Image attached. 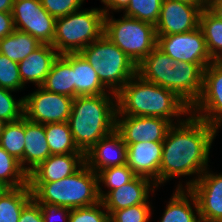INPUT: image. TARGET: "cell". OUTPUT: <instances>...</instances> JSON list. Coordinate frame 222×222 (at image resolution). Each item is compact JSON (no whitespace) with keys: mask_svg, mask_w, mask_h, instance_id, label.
Instances as JSON below:
<instances>
[{"mask_svg":"<svg viewBox=\"0 0 222 222\" xmlns=\"http://www.w3.org/2000/svg\"><path fill=\"white\" fill-rule=\"evenodd\" d=\"M217 130L216 126L192 114L173 124L163 141L160 185L174 177L196 174L198 177L186 182L185 187L189 189L208 169L210 148Z\"/></svg>","mask_w":222,"mask_h":222,"instance_id":"6da1fadb","label":"cell"},{"mask_svg":"<svg viewBox=\"0 0 222 222\" xmlns=\"http://www.w3.org/2000/svg\"><path fill=\"white\" fill-rule=\"evenodd\" d=\"M117 114L150 116L182 122L181 115L191 114V108L171 90L148 82L138 74L133 76L117 93ZM173 118V119H172Z\"/></svg>","mask_w":222,"mask_h":222,"instance_id":"7a4b0ae2","label":"cell"},{"mask_svg":"<svg viewBox=\"0 0 222 222\" xmlns=\"http://www.w3.org/2000/svg\"><path fill=\"white\" fill-rule=\"evenodd\" d=\"M116 114L117 96L111 91L74 98L68 123L78 149L86 154L101 138L113 132Z\"/></svg>","mask_w":222,"mask_h":222,"instance_id":"3957f363","label":"cell"},{"mask_svg":"<svg viewBox=\"0 0 222 222\" xmlns=\"http://www.w3.org/2000/svg\"><path fill=\"white\" fill-rule=\"evenodd\" d=\"M28 186L38 204H56L75 209L101 201L97 174L86 163L72 175L56 182H28Z\"/></svg>","mask_w":222,"mask_h":222,"instance_id":"277c9868","label":"cell"},{"mask_svg":"<svg viewBox=\"0 0 222 222\" xmlns=\"http://www.w3.org/2000/svg\"><path fill=\"white\" fill-rule=\"evenodd\" d=\"M79 53L93 67L101 83L113 93L137 74V65L104 34Z\"/></svg>","mask_w":222,"mask_h":222,"instance_id":"5b68a950","label":"cell"},{"mask_svg":"<svg viewBox=\"0 0 222 222\" xmlns=\"http://www.w3.org/2000/svg\"><path fill=\"white\" fill-rule=\"evenodd\" d=\"M104 18L100 8L81 9L57 18L52 46L59 54L79 53L104 34Z\"/></svg>","mask_w":222,"mask_h":222,"instance_id":"8992f818","label":"cell"},{"mask_svg":"<svg viewBox=\"0 0 222 222\" xmlns=\"http://www.w3.org/2000/svg\"><path fill=\"white\" fill-rule=\"evenodd\" d=\"M104 18V35L138 65L157 46L155 25L126 17Z\"/></svg>","mask_w":222,"mask_h":222,"instance_id":"52a82bcc","label":"cell"},{"mask_svg":"<svg viewBox=\"0 0 222 222\" xmlns=\"http://www.w3.org/2000/svg\"><path fill=\"white\" fill-rule=\"evenodd\" d=\"M36 90L24 96L25 118L44 125L68 121L74 98L47 91L41 86Z\"/></svg>","mask_w":222,"mask_h":222,"instance_id":"ba28073f","label":"cell"},{"mask_svg":"<svg viewBox=\"0 0 222 222\" xmlns=\"http://www.w3.org/2000/svg\"><path fill=\"white\" fill-rule=\"evenodd\" d=\"M12 17L16 30L32 35L41 44L52 45L56 18L43 8L40 0H14Z\"/></svg>","mask_w":222,"mask_h":222,"instance_id":"9c48e42d","label":"cell"},{"mask_svg":"<svg viewBox=\"0 0 222 222\" xmlns=\"http://www.w3.org/2000/svg\"><path fill=\"white\" fill-rule=\"evenodd\" d=\"M191 114L218 129L222 125V61H213L203 73L200 97Z\"/></svg>","mask_w":222,"mask_h":222,"instance_id":"30bf717a","label":"cell"},{"mask_svg":"<svg viewBox=\"0 0 222 222\" xmlns=\"http://www.w3.org/2000/svg\"><path fill=\"white\" fill-rule=\"evenodd\" d=\"M157 47L177 62L193 64L213 62L199 27L186 33L157 36Z\"/></svg>","mask_w":222,"mask_h":222,"instance_id":"8fae6325","label":"cell"},{"mask_svg":"<svg viewBox=\"0 0 222 222\" xmlns=\"http://www.w3.org/2000/svg\"><path fill=\"white\" fill-rule=\"evenodd\" d=\"M207 6H196L177 0H162L156 35L186 33L199 27L200 14Z\"/></svg>","mask_w":222,"mask_h":222,"instance_id":"7c38bea8","label":"cell"},{"mask_svg":"<svg viewBox=\"0 0 222 222\" xmlns=\"http://www.w3.org/2000/svg\"><path fill=\"white\" fill-rule=\"evenodd\" d=\"M172 125L169 120L158 117L116 115L115 130L125 144L163 142Z\"/></svg>","mask_w":222,"mask_h":222,"instance_id":"4fadbf2b","label":"cell"},{"mask_svg":"<svg viewBox=\"0 0 222 222\" xmlns=\"http://www.w3.org/2000/svg\"><path fill=\"white\" fill-rule=\"evenodd\" d=\"M189 190L197 199L201 222H222V174L207 169Z\"/></svg>","mask_w":222,"mask_h":222,"instance_id":"5bb4252c","label":"cell"},{"mask_svg":"<svg viewBox=\"0 0 222 222\" xmlns=\"http://www.w3.org/2000/svg\"><path fill=\"white\" fill-rule=\"evenodd\" d=\"M155 187L157 186L150 179L136 176L129 183L107 193L98 185V192L106 211L111 215L119 209L145 204L149 201V192H155Z\"/></svg>","mask_w":222,"mask_h":222,"instance_id":"9a60e30c","label":"cell"},{"mask_svg":"<svg viewBox=\"0 0 222 222\" xmlns=\"http://www.w3.org/2000/svg\"><path fill=\"white\" fill-rule=\"evenodd\" d=\"M126 145L127 166L136 176L148 178L158 187L163 142H136Z\"/></svg>","mask_w":222,"mask_h":222,"instance_id":"2e32d148","label":"cell"},{"mask_svg":"<svg viewBox=\"0 0 222 222\" xmlns=\"http://www.w3.org/2000/svg\"><path fill=\"white\" fill-rule=\"evenodd\" d=\"M85 163L96 174L106 168L127 164V145L114 130L101 138L86 154Z\"/></svg>","mask_w":222,"mask_h":222,"instance_id":"e0dca14e","label":"cell"},{"mask_svg":"<svg viewBox=\"0 0 222 222\" xmlns=\"http://www.w3.org/2000/svg\"><path fill=\"white\" fill-rule=\"evenodd\" d=\"M209 64L177 62L172 68V92L190 108L200 97L203 86L204 69Z\"/></svg>","mask_w":222,"mask_h":222,"instance_id":"ac0fdd59","label":"cell"},{"mask_svg":"<svg viewBox=\"0 0 222 222\" xmlns=\"http://www.w3.org/2000/svg\"><path fill=\"white\" fill-rule=\"evenodd\" d=\"M85 163V154L50 155L28 173V182H56L75 173Z\"/></svg>","mask_w":222,"mask_h":222,"instance_id":"d6986e66","label":"cell"},{"mask_svg":"<svg viewBox=\"0 0 222 222\" xmlns=\"http://www.w3.org/2000/svg\"><path fill=\"white\" fill-rule=\"evenodd\" d=\"M59 56L50 44H41L36 50L18 63L22 83H35L41 86L51 70L52 64Z\"/></svg>","mask_w":222,"mask_h":222,"instance_id":"ffe728a7","label":"cell"},{"mask_svg":"<svg viewBox=\"0 0 222 222\" xmlns=\"http://www.w3.org/2000/svg\"><path fill=\"white\" fill-rule=\"evenodd\" d=\"M177 63L157 46L137 65V74L144 80L172 91V68Z\"/></svg>","mask_w":222,"mask_h":222,"instance_id":"44dd1931","label":"cell"},{"mask_svg":"<svg viewBox=\"0 0 222 222\" xmlns=\"http://www.w3.org/2000/svg\"><path fill=\"white\" fill-rule=\"evenodd\" d=\"M50 155L51 153L45 134L44 124L36 123L25 118L24 156L19 161L21 167L28 174ZM25 164L27 166H25Z\"/></svg>","mask_w":222,"mask_h":222,"instance_id":"7402d4cb","label":"cell"},{"mask_svg":"<svg viewBox=\"0 0 222 222\" xmlns=\"http://www.w3.org/2000/svg\"><path fill=\"white\" fill-rule=\"evenodd\" d=\"M177 186L159 222H201L195 195L189 189L184 188L181 183ZM193 208H195L196 215Z\"/></svg>","mask_w":222,"mask_h":222,"instance_id":"603a6c76","label":"cell"},{"mask_svg":"<svg viewBox=\"0 0 222 222\" xmlns=\"http://www.w3.org/2000/svg\"><path fill=\"white\" fill-rule=\"evenodd\" d=\"M73 67L74 98L77 96H93L107 94L106 87L101 83L93 67L80 53H71Z\"/></svg>","mask_w":222,"mask_h":222,"instance_id":"cb8c5ba5","label":"cell"},{"mask_svg":"<svg viewBox=\"0 0 222 222\" xmlns=\"http://www.w3.org/2000/svg\"><path fill=\"white\" fill-rule=\"evenodd\" d=\"M47 91L74 98L73 67L71 53L59 54L41 85Z\"/></svg>","mask_w":222,"mask_h":222,"instance_id":"d4e9b609","label":"cell"},{"mask_svg":"<svg viewBox=\"0 0 222 222\" xmlns=\"http://www.w3.org/2000/svg\"><path fill=\"white\" fill-rule=\"evenodd\" d=\"M33 199L29 186L5 188L0 194V222H19L23 208Z\"/></svg>","mask_w":222,"mask_h":222,"instance_id":"484cf974","label":"cell"},{"mask_svg":"<svg viewBox=\"0 0 222 222\" xmlns=\"http://www.w3.org/2000/svg\"><path fill=\"white\" fill-rule=\"evenodd\" d=\"M40 45L41 43L32 35L15 29L0 40V54L19 63Z\"/></svg>","mask_w":222,"mask_h":222,"instance_id":"4316f807","label":"cell"},{"mask_svg":"<svg viewBox=\"0 0 222 222\" xmlns=\"http://www.w3.org/2000/svg\"><path fill=\"white\" fill-rule=\"evenodd\" d=\"M51 155L84 154L75 145L68 121L44 125Z\"/></svg>","mask_w":222,"mask_h":222,"instance_id":"83f0119b","label":"cell"},{"mask_svg":"<svg viewBox=\"0 0 222 222\" xmlns=\"http://www.w3.org/2000/svg\"><path fill=\"white\" fill-rule=\"evenodd\" d=\"M199 28L202 30L206 47L213 61H222V21L207 9L200 14Z\"/></svg>","mask_w":222,"mask_h":222,"instance_id":"f1b7e54d","label":"cell"},{"mask_svg":"<svg viewBox=\"0 0 222 222\" xmlns=\"http://www.w3.org/2000/svg\"><path fill=\"white\" fill-rule=\"evenodd\" d=\"M0 146L10 155L20 161L25 148V117L5 123L0 135Z\"/></svg>","mask_w":222,"mask_h":222,"instance_id":"f546056e","label":"cell"},{"mask_svg":"<svg viewBox=\"0 0 222 222\" xmlns=\"http://www.w3.org/2000/svg\"><path fill=\"white\" fill-rule=\"evenodd\" d=\"M0 184L4 188L28 185V174L20 162L0 146Z\"/></svg>","mask_w":222,"mask_h":222,"instance_id":"4dcf8cb0","label":"cell"},{"mask_svg":"<svg viewBox=\"0 0 222 222\" xmlns=\"http://www.w3.org/2000/svg\"><path fill=\"white\" fill-rule=\"evenodd\" d=\"M162 0H130L124 16L156 25Z\"/></svg>","mask_w":222,"mask_h":222,"instance_id":"1f68e13d","label":"cell"},{"mask_svg":"<svg viewBox=\"0 0 222 222\" xmlns=\"http://www.w3.org/2000/svg\"><path fill=\"white\" fill-rule=\"evenodd\" d=\"M136 175L127 166H115L103 169L97 173L98 185L102 182L106 187L110 188L108 191L115 190L121 186L132 181Z\"/></svg>","mask_w":222,"mask_h":222,"instance_id":"d6a6232c","label":"cell"},{"mask_svg":"<svg viewBox=\"0 0 222 222\" xmlns=\"http://www.w3.org/2000/svg\"><path fill=\"white\" fill-rule=\"evenodd\" d=\"M11 92L0 87V120L4 123L17 121L24 116V97L16 101Z\"/></svg>","mask_w":222,"mask_h":222,"instance_id":"836d02e7","label":"cell"},{"mask_svg":"<svg viewBox=\"0 0 222 222\" xmlns=\"http://www.w3.org/2000/svg\"><path fill=\"white\" fill-rule=\"evenodd\" d=\"M24 86L20 78L18 63L0 54V87L15 92V90L23 89Z\"/></svg>","mask_w":222,"mask_h":222,"instance_id":"e575fe53","label":"cell"},{"mask_svg":"<svg viewBox=\"0 0 222 222\" xmlns=\"http://www.w3.org/2000/svg\"><path fill=\"white\" fill-rule=\"evenodd\" d=\"M150 202L119 209L110 215V222H148L151 216Z\"/></svg>","mask_w":222,"mask_h":222,"instance_id":"d590c367","label":"cell"},{"mask_svg":"<svg viewBox=\"0 0 222 222\" xmlns=\"http://www.w3.org/2000/svg\"><path fill=\"white\" fill-rule=\"evenodd\" d=\"M104 209L101 201L89 207L71 209L69 222H110V214Z\"/></svg>","mask_w":222,"mask_h":222,"instance_id":"8d00e7d4","label":"cell"},{"mask_svg":"<svg viewBox=\"0 0 222 222\" xmlns=\"http://www.w3.org/2000/svg\"><path fill=\"white\" fill-rule=\"evenodd\" d=\"M43 8L54 18L80 10L84 0H40Z\"/></svg>","mask_w":222,"mask_h":222,"instance_id":"74e56055","label":"cell"},{"mask_svg":"<svg viewBox=\"0 0 222 222\" xmlns=\"http://www.w3.org/2000/svg\"><path fill=\"white\" fill-rule=\"evenodd\" d=\"M44 222H58L63 219V222H69L71 209L61 207L56 204H39ZM57 217H59V220ZM54 218V219H53ZM57 218V219H55ZM56 220V221H55ZM62 222V221H61Z\"/></svg>","mask_w":222,"mask_h":222,"instance_id":"f35d334b","label":"cell"},{"mask_svg":"<svg viewBox=\"0 0 222 222\" xmlns=\"http://www.w3.org/2000/svg\"><path fill=\"white\" fill-rule=\"evenodd\" d=\"M19 222H44L40 205L34 199L23 208Z\"/></svg>","mask_w":222,"mask_h":222,"instance_id":"ab89813d","label":"cell"},{"mask_svg":"<svg viewBox=\"0 0 222 222\" xmlns=\"http://www.w3.org/2000/svg\"><path fill=\"white\" fill-rule=\"evenodd\" d=\"M15 30L12 12H0V40Z\"/></svg>","mask_w":222,"mask_h":222,"instance_id":"60d3db41","label":"cell"},{"mask_svg":"<svg viewBox=\"0 0 222 222\" xmlns=\"http://www.w3.org/2000/svg\"><path fill=\"white\" fill-rule=\"evenodd\" d=\"M130 0H101V2L105 5L103 12L105 15H108L109 10L112 9L114 11L126 10L128 7ZM108 7V8H107Z\"/></svg>","mask_w":222,"mask_h":222,"instance_id":"b9f144b4","label":"cell"},{"mask_svg":"<svg viewBox=\"0 0 222 222\" xmlns=\"http://www.w3.org/2000/svg\"><path fill=\"white\" fill-rule=\"evenodd\" d=\"M206 9L222 21V0H207Z\"/></svg>","mask_w":222,"mask_h":222,"instance_id":"7bdbcfd3","label":"cell"},{"mask_svg":"<svg viewBox=\"0 0 222 222\" xmlns=\"http://www.w3.org/2000/svg\"><path fill=\"white\" fill-rule=\"evenodd\" d=\"M14 0H0V12H12Z\"/></svg>","mask_w":222,"mask_h":222,"instance_id":"ee69618b","label":"cell"},{"mask_svg":"<svg viewBox=\"0 0 222 222\" xmlns=\"http://www.w3.org/2000/svg\"><path fill=\"white\" fill-rule=\"evenodd\" d=\"M180 2L188 3L196 6H207V0H177Z\"/></svg>","mask_w":222,"mask_h":222,"instance_id":"f6af8a7d","label":"cell"},{"mask_svg":"<svg viewBox=\"0 0 222 222\" xmlns=\"http://www.w3.org/2000/svg\"><path fill=\"white\" fill-rule=\"evenodd\" d=\"M4 124L5 123L2 120H0V135L2 133V128H3Z\"/></svg>","mask_w":222,"mask_h":222,"instance_id":"bcb514c9","label":"cell"},{"mask_svg":"<svg viewBox=\"0 0 222 222\" xmlns=\"http://www.w3.org/2000/svg\"><path fill=\"white\" fill-rule=\"evenodd\" d=\"M5 188L0 184V194L3 192Z\"/></svg>","mask_w":222,"mask_h":222,"instance_id":"7dc6e473","label":"cell"}]
</instances>
